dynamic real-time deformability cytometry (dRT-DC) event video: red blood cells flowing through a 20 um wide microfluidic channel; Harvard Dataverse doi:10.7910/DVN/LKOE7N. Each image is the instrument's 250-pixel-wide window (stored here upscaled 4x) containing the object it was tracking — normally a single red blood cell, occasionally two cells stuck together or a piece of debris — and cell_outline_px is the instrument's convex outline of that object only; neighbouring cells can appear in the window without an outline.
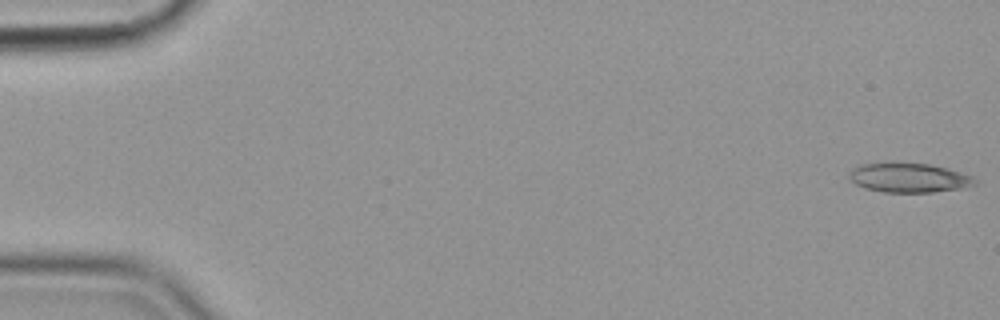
{"species": "common noctule bat (a hibernating species)", "species_latin": "Nyctalus noctula", "temperature_condition": "cold", "stored_images_in_passage": 56, "camera_frame_rate_fps": 3000, "um_per_image_px": 0.085, "animal": {"sex": "female", "body_mass_g": 19.9}, "frame": {"image": 1, "passage_image": 1, "time_ms": 0.0, "image_size_px": [1000, 320], "cell_outline_px": [[976, 184], [960, 188], [932, 192], [884, 192], [864, 188], [856, 184], [848, 176], [848, 172], [852, 168], [860, 164], [892, 160], [928, 164], [948, 168], [972, 176], [976, 180]], "centroid_in_image_um": [77.19, 15.06], "position_along_channel_um": 7.8, "area_um2": 22.08}}
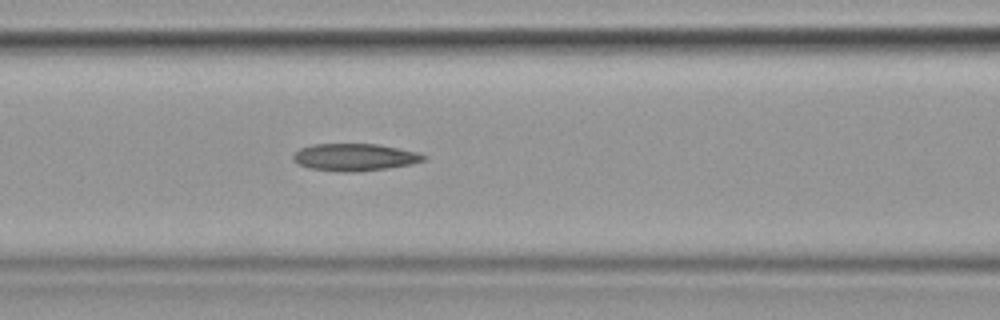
{"frame": {"image": 2, "passage_image": 24, "time_ms": 7.667, "image_size_px": [1000, 320], "cell_outline_px": [[428, 160], [412, 164], [356, 172], [344, 172], [308, 168], [296, 164], [292, 160], [292, 156], [300, 148], [312, 144], [376, 144], [416, 152], [428, 156]], "centroid_in_image_um": [30.12, 13.36], "position_along_channel_um": 136.5, "area_um2": 20.75}}
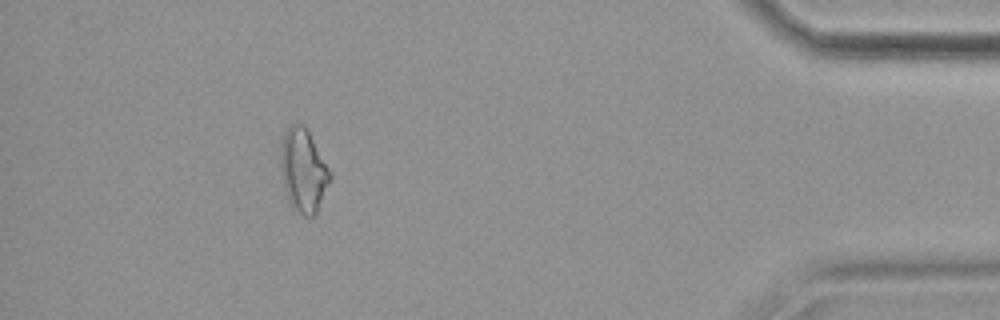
{"frame": {"image": 3, "passage_image": 51, "time_ms": 16.667, "image_size_px": [1000, 320], "cell_outline_px": [[332, 176], [316, 212], [312, 216], [304, 216], [292, 208], [288, 200], [284, 188], [280, 172], [280, 144], [284, 132], [288, 124], [304, 124], [332, 172]], "centroid_in_image_um": [25.75, 14.45], "position_along_channel_um": 409.4, "area_um2": 24.22}, "authors_computed_cell_mechanics": {"area_um2": 21.0681, "velocity_mm_per_s": 3.5955, "shape_relaxation_time_tau1_ms": null, "shape_relaxation_time_tau2_ms": 9.8013, "deformation_change_tau1": null, "deformation_change_tau2": 0.2343}}